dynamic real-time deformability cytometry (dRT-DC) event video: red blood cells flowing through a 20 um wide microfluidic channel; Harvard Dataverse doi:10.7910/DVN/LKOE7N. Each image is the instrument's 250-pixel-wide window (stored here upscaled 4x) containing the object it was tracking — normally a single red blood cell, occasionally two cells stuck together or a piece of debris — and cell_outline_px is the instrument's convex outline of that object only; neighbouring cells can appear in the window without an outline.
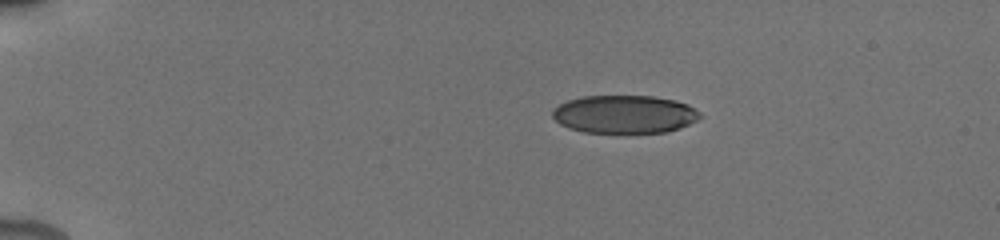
{"species": "human", "species_latin": "Homo sapiens", "temperature_condition": "cold", "stored_images_in_passage": 19, "camera_frame_rate_fps": 3000, "um_per_image_px": 0.085, "donor": {"sex": "male"}, "frame": {"image": 1, "passage_image": 1, "time_ms": 0.0, "image_size_px": [1000, 240], "cell_outline_px": [[704, 116], [680, 128], [668, 132], [584, 132], [568, 128], [560, 124], [552, 116], [552, 108], [568, 100], [584, 96], [652, 96], [672, 100], [688, 104], [700, 112]], "centroid_in_image_um": [53.08, 9.71], "position_along_channel_um": 31.9, "area_um2": 32.66}}
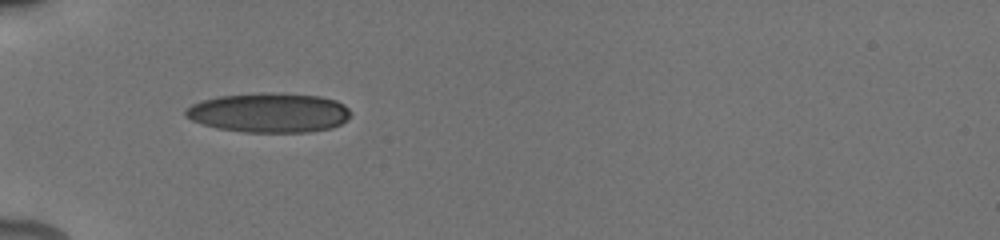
{"frame": {"image": 2, "passage_image": 4, "time_ms": 2.667, "image_size_px": [1000, 240], "cell_outline_px": [[352, 112], [348, 120], [332, 128], [308, 132], [244, 132], [216, 128], [192, 120], [184, 116], [184, 112], [192, 104], [200, 100], [220, 96], [260, 92], [268, 92], [320, 96], [336, 100], [344, 104]], "centroid_in_image_um": [22.89, 9.57], "position_along_channel_um": 62.1, "area_um2": 38.32}}
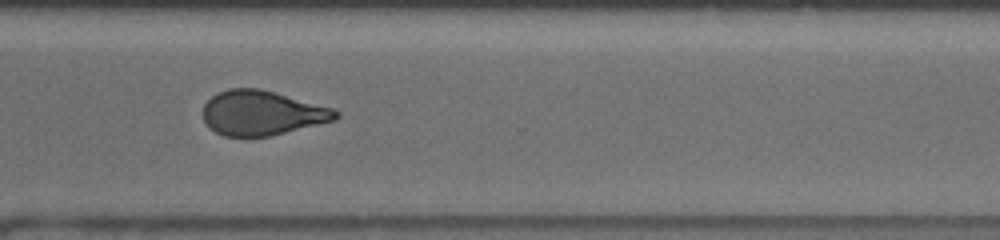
{"frame": {"image": 3, "passage_image": 11, "time_ms": 10.333, "image_size_px": [1000, 240], "cell_outline_px": [[340, 116], [336, 120], [268, 136], [224, 136], [216, 132], [204, 120], [204, 104], [216, 92], [228, 88], [260, 88], [332, 108], [340, 112]], "centroid_in_image_um": [22.27, 9.59], "position_along_channel_um": 348.3, "area_um2": 34.22}, "authors_computed_cell_mechanics": {"area_um2": 35.1424, "velocity_mm_per_s": 3.8753, "shape_relaxation_time_tau1_ms": 5.3361, "shape_relaxation_time_tau2_ms": 1.6851, "deformation_change_tau1": 0.1519, "deformation_change_tau2": 0.0779}}